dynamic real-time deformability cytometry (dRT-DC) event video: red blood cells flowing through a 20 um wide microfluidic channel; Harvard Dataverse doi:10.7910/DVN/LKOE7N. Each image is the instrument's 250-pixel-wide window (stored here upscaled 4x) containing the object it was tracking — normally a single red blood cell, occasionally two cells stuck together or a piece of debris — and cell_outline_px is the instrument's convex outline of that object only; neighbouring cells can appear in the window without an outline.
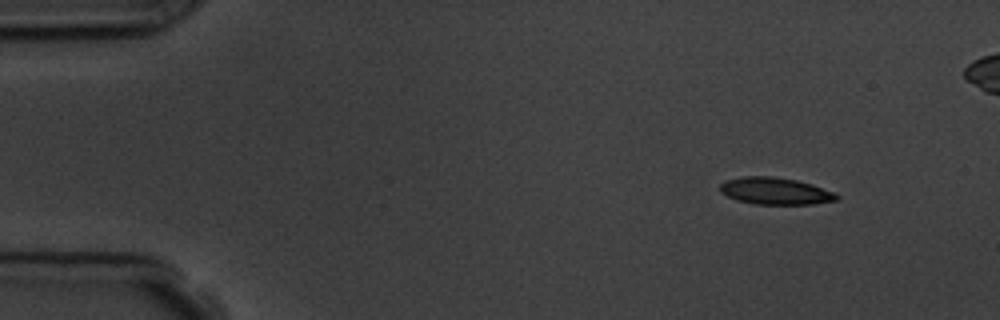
{"species": "common noctule bat (a hibernating species)", "species_latin": "Nyctalus noctula", "temperature_condition": "room temperature", "stored_images_in_passage": 4, "camera_frame_rate_fps": 3000, "um_per_image_px": 0.085, "animal": {"sex": "male", "body_mass_g": 19.5, "forearm_length_mm": 54.6}, "frame": {"image": 1, "passage_image": 1, "time_ms": 0.0, "image_size_px": [1000, 320], "cell_outline_px": [[840, 196], [836, 200], [812, 204], [752, 204], [736, 200], [720, 192], [720, 184], [724, 180], [744, 176], [772, 176], [796, 180], [812, 184], [836, 192]], "centroid_in_image_um": [65.89, 16.23], "position_along_channel_um": 19.1, "area_um2": 18.5}}